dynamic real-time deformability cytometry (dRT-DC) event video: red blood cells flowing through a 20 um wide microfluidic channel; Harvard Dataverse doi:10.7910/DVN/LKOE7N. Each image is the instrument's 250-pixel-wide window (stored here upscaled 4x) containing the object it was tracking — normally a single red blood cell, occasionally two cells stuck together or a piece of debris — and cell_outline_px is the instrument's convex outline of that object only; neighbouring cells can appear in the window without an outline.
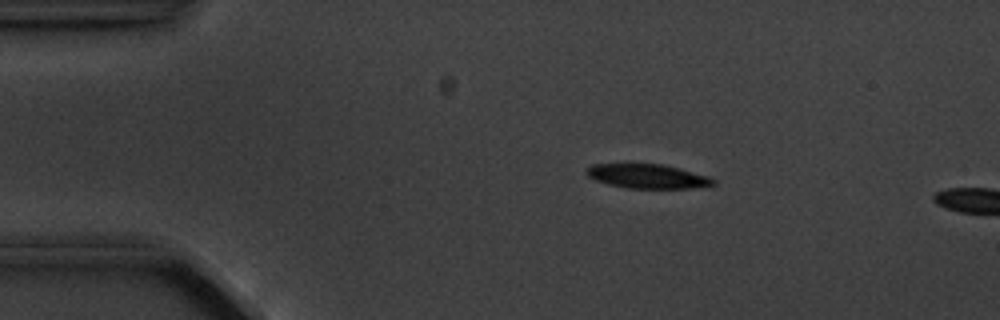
{"species": "common noctule bat (a hibernating species)", "species_latin": "Nyctalus noctula", "temperature_condition": "cold", "stored_images_in_passage": 2, "camera_frame_rate_fps": 3000, "um_per_image_px": 0.085, "animal": {"sex": "male", "body_mass_g": 20.1, "forearm_length_mm": 53.5}, "frame": {"image": 1, "passage_image": 1, "time_ms": 0.0, "image_size_px": [1000, 320], "cell_outline_px": [[716, 184], [688, 188], [628, 188], [608, 184], [596, 180], [588, 176], [584, 172], [592, 164], [660, 164], [680, 168], [708, 176], [716, 180]], "centroid_in_image_um": [55.03, 14.98], "position_along_channel_um": 30.0, "area_um2": 17.74}}